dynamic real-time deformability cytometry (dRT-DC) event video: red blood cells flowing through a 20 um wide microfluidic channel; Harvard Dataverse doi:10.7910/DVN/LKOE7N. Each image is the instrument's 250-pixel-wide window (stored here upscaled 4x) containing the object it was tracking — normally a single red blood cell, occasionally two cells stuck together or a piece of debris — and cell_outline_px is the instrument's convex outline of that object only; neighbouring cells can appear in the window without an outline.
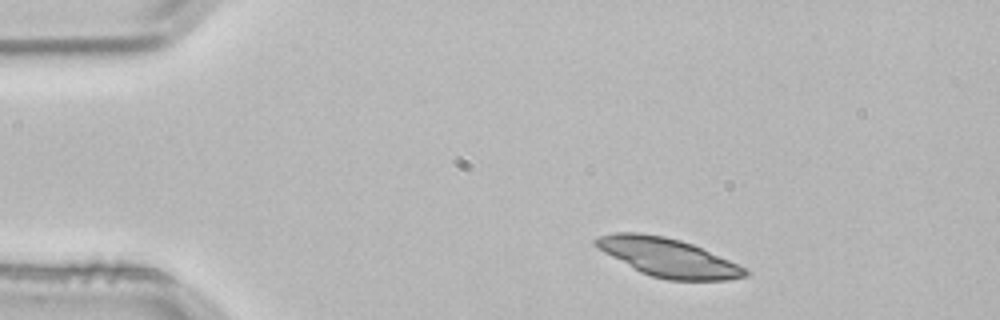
{"species": "common noctule bat (a hibernating species)", "species_latin": "Nyctalus noctula", "temperature_condition": "room temperature", "stored_images_in_passage": 3, "segment_of_instrument_passage": [1, 2], "camera_frame_rate_fps": 3000, "um_per_image_px": 0.085, "animal": {"sex": "male", "body_mass_g": 21.5, "forearm_length_mm": 52.0}, "frame": {"image": 1, "passage_image": 1, "time_ms": 0.0, "image_size_px": [1000, 320], "cell_outline_px": [[748, 276], [728, 280], [668, 280], [652, 276], [640, 272], [604, 252], [592, 244], [592, 240], [600, 236], [616, 232], [640, 232], [664, 236], [680, 240], [692, 244], [748, 268]], "centroid_in_image_um": [56.78, 21.88], "position_along_channel_um": 28.2, "area_um2": 33.41}}